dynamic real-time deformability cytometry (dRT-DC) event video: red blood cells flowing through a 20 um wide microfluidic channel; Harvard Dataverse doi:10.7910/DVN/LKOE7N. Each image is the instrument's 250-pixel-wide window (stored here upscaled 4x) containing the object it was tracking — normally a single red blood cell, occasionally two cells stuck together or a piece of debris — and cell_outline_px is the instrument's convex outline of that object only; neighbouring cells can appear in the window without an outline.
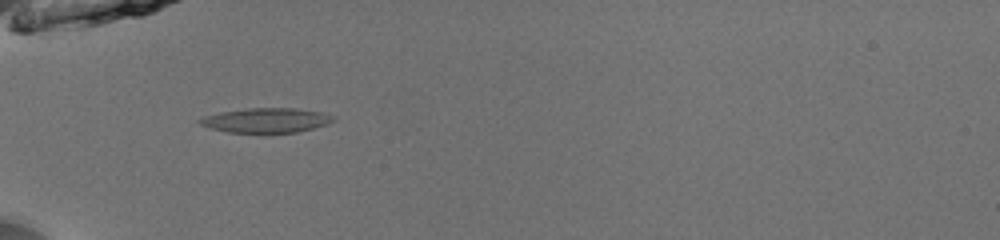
{"species": "common noctule bat (a hibernating species)", "species_latin": "Nyctalus noctula", "temperature_condition": "room temperature", "stored_images_in_passage": 36, "camera_frame_rate_fps": 3000, "um_per_image_px": 0.085, "animal": {"sex": "male", "body_mass_g": 13.0, "forearm_length_mm": 53.1}, "frame": {"image": 1, "passage_image": 2, "time_ms": 0.333, "image_size_px": [1000, 240], "cell_outline_px": [[336, 120], [328, 124], [296, 132], [228, 132], [212, 128], [200, 124], [196, 120], [204, 116], [220, 112], [248, 108], [296, 108], [324, 112], [336, 116]], "centroid_in_image_um": [22.67, 10.21], "position_along_channel_um": 62.3, "area_um2": 19.13}}
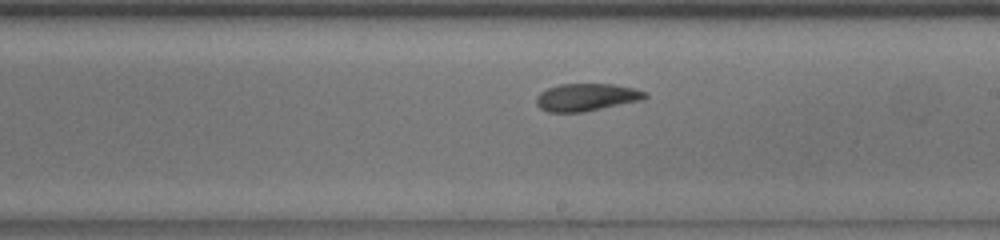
{"frame": {"image": 2, "passage_image": 16, "time_ms": 5.0, "image_size_px": [1000, 240], "cell_outline_px": [[648, 96], [644, 100], [584, 112], [548, 112], [540, 108], [536, 104], [536, 96], [540, 92], [548, 88], [560, 84], [612, 84], [636, 88], [648, 92]], "centroid_in_image_um": [49.89, 8.26], "position_along_channel_um": 239.1, "area_um2": 17.69}}
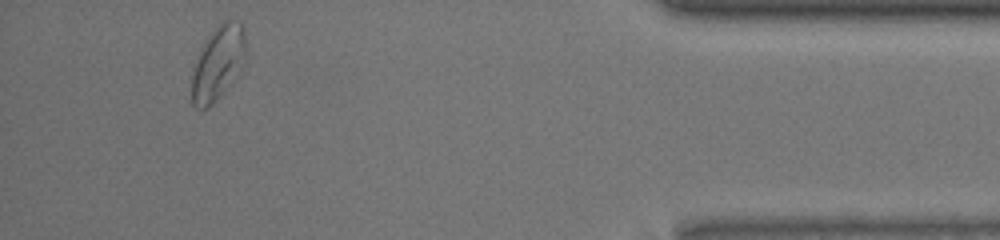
{"frame": {"image": 3, "passage_image": 33, "time_ms": 10.667, "image_size_px": [1000, 240], "cell_outline_px": [[244, 60], [240, 76], [208, 108], [196, 108], [192, 104], [192, 76], [200, 48], [212, 32], [224, 20], [240, 20], [244, 28]], "centroid_in_image_um": [18.55, 5.38], "position_along_channel_um": 416.6, "area_um2": 23.35}, "authors_computed_cell_mechanics": {"area_um2": 17.9469, "velocity_mm_per_s": 3.9256, "shape_relaxation_time_tau1_ms": 2.6107, "shape_relaxation_time_tau2_ms": 9.5128, "deformation_change_tau1": 0.1003, "deformation_change_tau2": 0.1206}}